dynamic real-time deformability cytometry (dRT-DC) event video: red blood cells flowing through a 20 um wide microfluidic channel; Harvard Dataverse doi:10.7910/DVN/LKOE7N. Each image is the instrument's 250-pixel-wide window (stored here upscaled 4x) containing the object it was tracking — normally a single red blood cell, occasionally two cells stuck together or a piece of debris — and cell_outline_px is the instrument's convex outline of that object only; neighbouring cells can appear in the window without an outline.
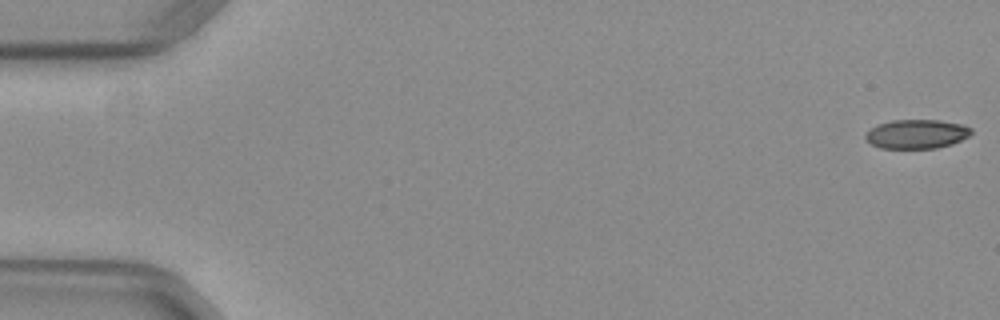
{"species": "common noctule bat (a hibernating species)", "species_latin": "Nyctalus noctula", "temperature_condition": "warm", "stored_images_in_passage": 50, "camera_frame_rate_fps": 3000, "um_per_image_px": 0.085, "animal": {"sex": "female", "body_mass_g": 29.2, "forearm_length_mm": 56.3}, "frame": {"image": 1, "passage_image": 1, "time_ms": 0.0, "image_size_px": [1000, 320], "cell_outline_px": [[972, 132], [968, 136], [952, 144], [936, 148], [880, 148], [872, 144], [864, 136], [876, 124], [892, 120], [940, 120], [960, 124], [972, 128]], "centroid_in_image_um": [77.92, 11.38], "position_along_channel_um": 7.1, "area_um2": 17.8}}
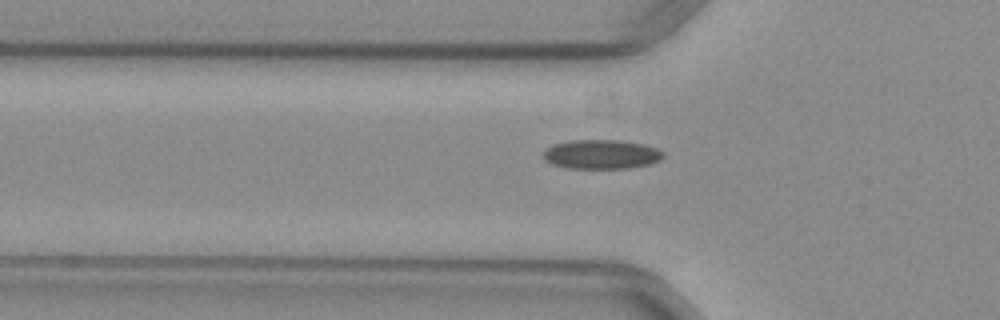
{"frame": {"image": 2, "passage_image": 18, "time_ms": 5.667, "image_size_px": [1000, 320], "cell_outline_px": [[664, 156], [660, 160], [648, 164], [628, 168], [568, 168], [552, 164], [544, 160], [544, 152], [552, 144], [572, 140], [620, 140], [644, 144], [656, 148], [664, 152]], "centroid_in_image_um": [51.12, 13.11], "position_along_channel_um": 74.7, "area_um2": 20.4}}
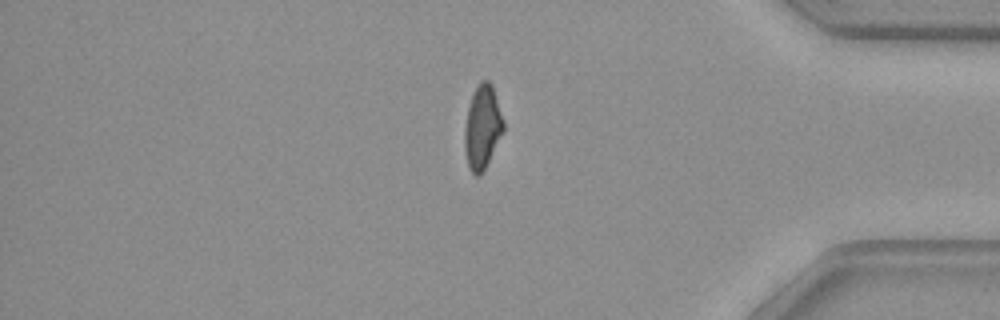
{"frame": {"image": 3, "passage_image": 44, "time_ms": 14.333, "image_size_px": [1000, 320], "cell_outline_px": [[504, 132], [480, 176], [476, 176], [468, 168], [464, 148], [464, 132], [468, 108], [472, 92], [480, 80], [488, 80], [492, 84], [504, 120]], "centroid_in_image_um": [41.0, 10.79], "position_along_channel_um": 394.2, "area_um2": 19.13}}